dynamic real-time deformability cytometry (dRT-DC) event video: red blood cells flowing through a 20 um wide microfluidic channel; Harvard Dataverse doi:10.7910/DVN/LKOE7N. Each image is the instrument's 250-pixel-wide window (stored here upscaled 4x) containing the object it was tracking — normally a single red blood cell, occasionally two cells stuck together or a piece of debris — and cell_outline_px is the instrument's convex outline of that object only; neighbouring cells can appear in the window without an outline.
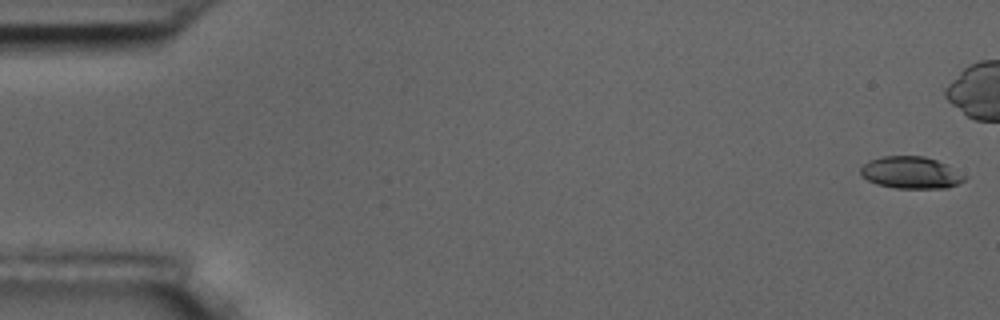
{"species": "common noctule bat (a hibernating species)", "species_latin": "Nyctalus noctula", "temperature_condition": "room temperature", "stored_images_in_passage": 7, "camera_frame_rate_fps": 3000, "um_per_image_px": 0.085, "animal": {"sex": "male", "body_mass_g": 17.5, "forearm_length_mm": 52.3}, "frame": {"image": 1, "passage_image": 1, "time_ms": 0.0, "image_size_px": [1000, 320], "cell_outline_px": [[968, 176], [964, 180], [948, 188], [896, 188], [876, 184], [860, 176], [860, 168], [868, 160], [884, 156], [924, 156], [936, 160]], "centroid_in_image_um": [77.39, 14.67], "position_along_channel_um": 7.6, "area_um2": 19.36}}